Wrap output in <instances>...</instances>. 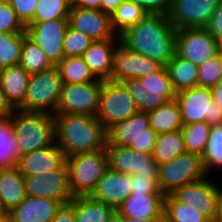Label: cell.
<instances>
[{"label":"cell","mask_w":222,"mask_h":222,"mask_svg":"<svg viewBox=\"0 0 222 222\" xmlns=\"http://www.w3.org/2000/svg\"><path fill=\"white\" fill-rule=\"evenodd\" d=\"M220 188L208 176L175 189L170 195L214 222Z\"/></svg>","instance_id":"15"},{"label":"cell","mask_w":222,"mask_h":222,"mask_svg":"<svg viewBox=\"0 0 222 222\" xmlns=\"http://www.w3.org/2000/svg\"><path fill=\"white\" fill-rule=\"evenodd\" d=\"M222 79V52L198 66V87L212 88Z\"/></svg>","instance_id":"40"},{"label":"cell","mask_w":222,"mask_h":222,"mask_svg":"<svg viewBox=\"0 0 222 222\" xmlns=\"http://www.w3.org/2000/svg\"><path fill=\"white\" fill-rule=\"evenodd\" d=\"M147 114L150 127L158 134L181 130L183 126L182 115L176 99L167 101L161 107L148 111Z\"/></svg>","instance_id":"27"},{"label":"cell","mask_w":222,"mask_h":222,"mask_svg":"<svg viewBox=\"0 0 222 222\" xmlns=\"http://www.w3.org/2000/svg\"><path fill=\"white\" fill-rule=\"evenodd\" d=\"M51 222H75V197L61 205Z\"/></svg>","instance_id":"48"},{"label":"cell","mask_w":222,"mask_h":222,"mask_svg":"<svg viewBox=\"0 0 222 222\" xmlns=\"http://www.w3.org/2000/svg\"><path fill=\"white\" fill-rule=\"evenodd\" d=\"M120 42L121 39L94 40L81 56L97 80H109L113 54Z\"/></svg>","instance_id":"23"},{"label":"cell","mask_w":222,"mask_h":222,"mask_svg":"<svg viewBox=\"0 0 222 222\" xmlns=\"http://www.w3.org/2000/svg\"><path fill=\"white\" fill-rule=\"evenodd\" d=\"M213 101L222 108V79L215 87L211 88Z\"/></svg>","instance_id":"52"},{"label":"cell","mask_w":222,"mask_h":222,"mask_svg":"<svg viewBox=\"0 0 222 222\" xmlns=\"http://www.w3.org/2000/svg\"><path fill=\"white\" fill-rule=\"evenodd\" d=\"M186 152L184 137L181 130L158 134L154 143L152 156L158 164L171 161L181 153Z\"/></svg>","instance_id":"31"},{"label":"cell","mask_w":222,"mask_h":222,"mask_svg":"<svg viewBox=\"0 0 222 222\" xmlns=\"http://www.w3.org/2000/svg\"><path fill=\"white\" fill-rule=\"evenodd\" d=\"M25 32V26L17 18L8 0L0 2V33Z\"/></svg>","instance_id":"42"},{"label":"cell","mask_w":222,"mask_h":222,"mask_svg":"<svg viewBox=\"0 0 222 222\" xmlns=\"http://www.w3.org/2000/svg\"><path fill=\"white\" fill-rule=\"evenodd\" d=\"M24 183L28 196L52 198L63 204L71 202L74 198L70 188L69 170L65 162L56 170L24 176Z\"/></svg>","instance_id":"13"},{"label":"cell","mask_w":222,"mask_h":222,"mask_svg":"<svg viewBox=\"0 0 222 222\" xmlns=\"http://www.w3.org/2000/svg\"><path fill=\"white\" fill-rule=\"evenodd\" d=\"M0 222H12L10 213L5 211L0 213Z\"/></svg>","instance_id":"56"},{"label":"cell","mask_w":222,"mask_h":222,"mask_svg":"<svg viewBox=\"0 0 222 222\" xmlns=\"http://www.w3.org/2000/svg\"><path fill=\"white\" fill-rule=\"evenodd\" d=\"M11 117L20 155L46 148L56 142L52 114L15 109Z\"/></svg>","instance_id":"3"},{"label":"cell","mask_w":222,"mask_h":222,"mask_svg":"<svg viewBox=\"0 0 222 222\" xmlns=\"http://www.w3.org/2000/svg\"><path fill=\"white\" fill-rule=\"evenodd\" d=\"M138 111L135 100L122 83L109 80L103 82L96 118L106 130Z\"/></svg>","instance_id":"9"},{"label":"cell","mask_w":222,"mask_h":222,"mask_svg":"<svg viewBox=\"0 0 222 222\" xmlns=\"http://www.w3.org/2000/svg\"><path fill=\"white\" fill-rule=\"evenodd\" d=\"M72 195L90 196L99 179L109 169L106 149L65 158Z\"/></svg>","instance_id":"5"},{"label":"cell","mask_w":222,"mask_h":222,"mask_svg":"<svg viewBox=\"0 0 222 222\" xmlns=\"http://www.w3.org/2000/svg\"><path fill=\"white\" fill-rule=\"evenodd\" d=\"M155 219H141V218H131L125 217V222H154Z\"/></svg>","instance_id":"55"},{"label":"cell","mask_w":222,"mask_h":222,"mask_svg":"<svg viewBox=\"0 0 222 222\" xmlns=\"http://www.w3.org/2000/svg\"><path fill=\"white\" fill-rule=\"evenodd\" d=\"M207 176L202 157L186 151L171 161L160 164L158 187L164 195H168L185 184Z\"/></svg>","instance_id":"8"},{"label":"cell","mask_w":222,"mask_h":222,"mask_svg":"<svg viewBox=\"0 0 222 222\" xmlns=\"http://www.w3.org/2000/svg\"><path fill=\"white\" fill-rule=\"evenodd\" d=\"M135 100L139 111L148 112L176 98L166 66L141 78L121 82Z\"/></svg>","instance_id":"4"},{"label":"cell","mask_w":222,"mask_h":222,"mask_svg":"<svg viewBox=\"0 0 222 222\" xmlns=\"http://www.w3.org/2000/svg\"><path fill=\"white\" fill-rule=\"evenodd\" d=\"M202 159L204 169L208 176L215 168L218 169V171L219 169L222 170V125L212 126L208 145Z\"/></svg>","instance_id":"39"},{"label":"cell","mask_w":222,"mask_h":222,"mask_svg":"<svg viewBox=\"0 0 222 222\" xmlns=\"http://www.w3.org/2000/svg\"><path fill=\"white\" fill-rule=\"evenodd\" d=\"M62 84L56 66L30 74L25 102L18 109L54 115L61 97Z\"/></svg>","instance_id":"6"},{"label":"cell","mask_w":222,"mask_h":222,"mask_svg":"<svg viewBox=\"0 0 222 222\" xmlns=\"http://www.w3.org/2000/svg\"><path fill=\"white\" fill-rule=\"evenodd\" d=\"M203 28L216 40L222 41V0Z\"/></svg>","instance_id":"46"},{"label":"cell","mask_w":222,"mask_h":222,"mask_svg":"<svg viewBox=\"0 0 222 222\" xmlns=\"http://www.w3.org/2000/svg\"><path fill=\"white\" fill-rule=\"evenodd\" d=\"M29 79L30 73L19 64L1 69L0 87L14 109L25 102Z\"/></svg>","instance_id":"25"},{"label":"cell","mask_w":222,"mask_h":222,"mask_svg":"<svg viewBox=\"0 0 222 222\" xmlns=\"http://www.w3.org/2000/svg\"><path fill=\"white\" fill-rule=\"evenodd\" d=\"M143 8L147 14L168 16L171 0H127Z\"/></svg>","instance_id":"45"},{"label":"cell","mask_w":222,"mask_h":222,"mask_svg":"<svg viewBox=\"0 0 222 222\" xmlns=\"http://www.w3.org/2000/svg\"><path fill=\"white\" fill-rule=\"evenodd\" d=\"M109 169L122 174L148 176L158 183L159 167L151 153L135 151L129 146H105Z\"/></svg>","instance_id":"11"},{"label":"cell","mask_w":222,"mask_h":222,"mask_svg":"<svg viewBox=\"0 0 222 222\" xmlns=\"http://www.w3.org/2000/svg\"><path fill=\"white\" fill-rule=\"evenodd\" d=\"M56 143L65 158L95 152L107 144L106 129L95 116L54 114Z\"/></svg>","instance_id":"2"},{"label":"cell","mask_w":222,"mask_h":222,"mask_svg":"<svg viewBox=\"0 0 222 222\" xmlns=\"http://www.w3.org/2000/svg\"><path fill=\"white\" fill-rule=\"evenodd\" d=\"M221 0H171L168 19L178 29L203 28Z\"/></svg>","instance_id":"17"},{"label":"cell","mask_w":222,"mask_h":222,"mask_svg":"<svg viewBox=\"0 0 222 222\" xmlns=\"http://www.w3.org/2000/svg\"><path fill=\"white\" fill-rule=\"evenodd\" d=\"M146 15L147 13L141 6L123 0L119 7L110 15L113 31L120 36L128 28L141 21Z\"/></svg>","instance_id":"33"},{"label":"cell","mask_w":222,"mask_h":222,"mask_svg":"<svg viewBox=\"0 0 222 222\" xmlns=\"http://www.w3.org/2000/svg\"><path fill=\"white\" fill-rule=\"evenodd\" d=\"M68 19L30 22L25 26L27 37L39 46L46 54L49 62L56 66L64 57L63 41Z\"/></svg>","instance_id":"14"},{"label":"cell","mask_w":222,"mask_h":222,"mask_svg":"<svg viewBox=\"0 0 222 222\" xmlns=\"http://www.w3.org/2000/svg\"><path fill=\"white\" fill-rule=\"evenodd\" d=\"M108 222H125V217L117 210L110 216Z\"/></svg>","instance_id":"54"},{"label":"cell","mask_w":222,"mask_h":222,"mask_svg":"<svg viewBox=\"0 0 222 222\" xmlns=\"http://www.w3.org/2000/svg\"><path fill=\"white\" fill-rule=\"evenodd\" d=\"M63 83H88L97 80L81 56H65L56 65Z\"/></svg>","instance_id":"32"},{"label":"cell","mask_w":222,"mask_h":222,"mask_svg":"<svg viewBox=\"0 0 222 222\" xmlns=\"http://www.w3.org/2000/svg\"><path fill=\"white\" fill-rule=\"evenodd\" d=\"M72 4L71 0H38L34 18L31 22L68 19Z\"/></svg>","instance_id":"38"},{"label":"cell","mask_w":222,"mask_h":222,"mask_svg":"<svg viewBox=\"0 0 222 222\" xmlns=\"http://www.w3.org/2000/svg\"><path fill=\"white\" fill-rule=\"evenodd\" d=\"M130 51L155 59L164 66L176 54L177 30L168 16L147 14L120 35Z\"/></svg>","instance_id":"1"},{"label":"cell","mask_w":222,"mask_h":222,"mask_svg":"<svg viewBox=\"0 0 222 222\" xmlns=\"http://www.w3.org/2000/svg\"><path fill=\"white\" fill-rule=\"evenodd\" d=\"M62 204L52 198L26 195L9 213L12 222H51Z\"/></svg>","instance_id":"22"},{"label":"cell","mask_w":222,"mask_h":222,"mask_svg":"<svg viewBox=\"0 0 222 222\" xmlns=\"http://www.w3.org/2000/svg\"><path fill=\"white\" fill-rule=\"evenodd\" d=\"M176 101L183 125L206 122L211 126L222 125V108L213 101L210 88L194 87L176 93Z\"/></svg>","instance_id":"7"},{"label":"cell","mask_w":222,"mask_h":222,"mask_svg":"<svg viewBox=\"0 0 222 222\" xmlns=\"http://www.w3.org/2000/svg\"><path fill=\"white\" fill-rule=\"evenodd\" d=\"M65 162L63 150L54 144L20 155L17 168L23 176H33L58 169Z\"/></svg>","instance_id":"21"},{"label":"cell","mask_w":222,"mask_h":222,"mask_svg":"<svg viewBox=\"0 0 222 222\" xmlns=\"http://www.w3.org/2000/svg\"><path fill=\"white\" fill-rule=\"evenodd\" d=\"M20 149L16 142L12 117L0 119V169L17 167Z\"/></svg>","instance_id":"30"},{"label":"cell","mask_w":222,"mask_h":222,"mask_svg":"<svg viewBox=\"0 0 222 222\" xmlns=\"http://www.w3.org/2000/svg\"><path fill=\"white\" fill-rule=\"evenodd\" d=\"M164 65L155 59L130 51L121 42L113 54L109 81L123 82L131 78H141L159 71Z\"/></svg>","instance_id":"16"},{"label":"cell","mask_w":222,"mask_h":222,"mask_svg":"<svg viewBox=\"0 0 222 222\" xmlns=\"http://www.w3.org/2000/svg\"><path fill=\"white\" fill-rule=\"evenodd\" d=\"M17 18L27 26L34 18L38 0H8Z\"/></svg>","instance_id":"43"},{"label":"cell","mask_w":222,"mask_h":222,"mask_svg":"<svg viewBox=\"0 0 222 222\" xmlns=\"http://www.w3.org/2000/svg\"><path fill=\"white\" fill-rule=\"evenodd\" d=\"M131 183V193L163 194L158 183L148 176L133 174Z\"/></svg>","instance_id":"44"},{"label":"cell","mask_w":222,"mask_h":222,"mask_svg":"<svg viewBox=\"0 0 222 222\" xmlns=\"http://www.w3.org/2000/svg\"><path fill=\"white\" fill-rule=\"evenodd\" d=\"M26 197L24 176L17 167L0 169V208L9 212Z\"/></svg>","instance_id":"26"},{"label":"cell","mask_w":222,"mask_h":222,"mask_svg":"<svg viewBox=\"0 0 222 222\" xmlns=\"http://www.w3.org/2000/svg\"><path fill=\"white\" fill-rule=\"evenodd\" d=\"M176 93L198 86V66L175 54L165 65Z\"/></svg>","instance_id":"28"},{"label":"cell","mask_w":222,"mask_h":222,"mask_svg":"<svg viewBox=\"0 0 222 222\" xmlns=\"http://www.w3.org/2000/svg\"><path fill=\"white\" fill-rule=\"evenodd\" d=\"M154 222H171V221L165 216V214H163L161 217L155 219Z\"/></svg>","instance_id":"57"},{"label":"cell","mask_w":222,"mask_h":222,"mask_svg":"<svg viewBox=\"0 0 222 222\" xmlns=\"http://www.w3.org/2000/svg\"><path fill=\"white\" fill-rule=\"evenodd\" d=\"M93 41L94 39L87 34L68 26L63 41L64 55L68 57L82 56Z\"/></svg>","instance_id":"41"},{"label":"cell","mask_w":222,"mask_h":222,"mask_svg":"<svg viewBox=\"0 0 222 222\" xmlns=\"http://www.w3.org/2000/svg\"><path fill=\"white\" fill-rule=\"evenodd\" d=\"M214 222H222V189L220 187V193L217 200L216 215Z\"/></svg>","instance_id":"53"},{"label":"cell","mask_w":222,"mask_h":222,"mask_svg":"<svg viewBox=\"0 0 222 222\" xmlns=\"http://www.w3.org/2000/svg\"><path fill=\"white\" fill-rule=\"evenodd\" d=\"M68 21L70 27L94 40L120 39L113 31L110 14L102 10L83 9L72 4Z\"/></svg>","instance_id":"18"},{"label":"cell","mask_w":222,"mask_h":222,"mask_svg":"<svg viewBox=\"0 0 222 222\" xmlns=\"http://www.w3.org/2000/svg\"><path fill=\"white\" fill-rule=\"evenodd\" d=\"M103 82L95 80L80 84L63 83L55 114H83L96 117Z\"/></svg>","instance_id":"10"},{"label":"cell","mask_w":222,"mask_h":222,"mask_svg":"<svg viewBox=\"0 0 222 222\" xmlns=\"http://www.w3.org/2000/svg\"><path fill=\"white\" fill-rule=\"evenodd\" d=\"M164 194L131 193L117 208L124 217L157 219L164 214Z\"/></svg>","instance_id":"24"},{"label":"cell","mask_w":222,"mask_h":222,"mask_svg":"<svg viewBox=\"0 0 222 222\" xmlns=\"http://www.w3.org/2000/svg\"><path fill=\"white\" fill-rule=\"evenodd\" d=\"M107 145L129 146L140 135H158L150 127L147 112L138 111L126 120L113 124L106 130Z\"/></svg>","instance_id":"20"},{"label":"cell","mask_w":222,"mask_h":222,"mask_svg":"<svg viewBox=\"0 0 222 222\" xmlns=\"http://www.w3.org/2000/svg\"><path fill=\"white\" fill-rule=\"evenodd\" d=\"M221 52V45L204 28L177 30L176 54L199 66Z\"/></svg>","instance_id":"12"},{"label":"cell","mask_w":222,"mask_h":222,"mask_svg":"<svg viewBox=\"0 0 222 222\" xmlns=\"http://www.w3.org/2000/svg\"><path fill=\"white\" fill-rule=\"evenodd\" d=\"M19 65L30 74L47 70L53 66L44 51L27 36L22 43Z\"/></svg>","instance_id":"36"},{"label":"cell","mask_w":222,"mask_h":222,"mask_svg":"<svg viewBox=\"0 0 222 222\" xmlns=\"http://www.w3.org/2000/svg\"><path fill=\"white\" fill-rule=\"evenodd\" d=\"M123 0H101V10L110 14L119 7Z\"/></svg>","instance_id":"51"},{"label":"cell","mask_w":222,"mask_h":222,"mask_svg":"<svg viewBox=\"0 0 222 222\" xmlns=\"http://www.w3.org/2000/svg\"><path fill=\"white\" fill-rule=\"evenodd\" d=\"M14 108L7 101L5 93L2 91L0 87V118L9 117L14 112Z\"/></svg>","instance_id":"49"},{"label":"cell","mask_w":222,"mask_h":222,"mask_svg":"<svg viewBox=\"0 0 222 222\" xmlns=\"http://www.w3.org/2000/svg\"><path fill=\"white\" fill-rule=\"evenodd\" d=\"M26 32L0 33V68L19 64L21 48Z\"/></svg>","instance_id":"35"},{"label":"cell","mask_w":222,"mask_h":222,"mask_svg":"<svg viewBox=\"0 0 222 222\" xmlns=\"http://www.w3.org/2000/svg\"><path fill=\"white\" fill-rule=\"evenodd\" d=\"M115 211L113 207L91 196L75 197V222H108Z\"/></svg>","instance_id":"29"},{"label":"cell","mask_w":222,"mask_h":222,"mask_svg":"<svg viewBox=\"0 0 222 222\" xmlns=\"http://www.w3.org/2000/svg\"><path fill=\"white\" fill-rule=\"evenodd\" d=\"M158 135H140L132 141L129 147L135 151H142L145 153H152L154 143Z\"/></svg>","instance_id":"47"},{"label":"cell","mask_w":222,"mask_h":222,"mask_svg":"<svg viewBox=\"0 0 222 222\" xmlns=\"http://www.w3.org/2000/svg\"><path fill=\"white\" fill-rule=\"evenodd\" d=\"M73 5L83 9L101 10V0H74Z\"/></svg>","instance_id":"50"},{"label":"cell","mask_w":222,"mask_h":222,"mask_svg":"<svg viewBox=\"0 0 222 222\" xmlns=\"http://www.w3.org/2000/svg\"><path fill=\"white\" fill-rule=\"evenodd\" d=\"M212 126L206 122L183 125L181 131L187 152L203 156L211 134Z\"/></svg>","instance_id":"34"},{"label":"cell","mask_w":222,"mask_h":222,"mask_svg":"<svg viewBox=\"0 0 222 222\" xmlns=\"http://www.w3.org/2000/svg\"><path fill=\"white\" fill-rule=\"evenodd\" d=\"M132 175L122 174L108 169L99 179L91 197L117 210L131 194Z\"/></svg>","instance_id":"19"},{"label":"cell","mask_w":222,"mask_h":222,"mask_svg":"<svg viewBox=\"0 0 222 222\" xmlns=\"http://www.w3.org/2000/svg\"><path fill=\"white\" fill-rule=\"evenodd\" d=\"M164 214L171 222H211L205 215L176 201L170 194L164 198Z\"/></svg>","instance_id":"37"}]
</instances>
